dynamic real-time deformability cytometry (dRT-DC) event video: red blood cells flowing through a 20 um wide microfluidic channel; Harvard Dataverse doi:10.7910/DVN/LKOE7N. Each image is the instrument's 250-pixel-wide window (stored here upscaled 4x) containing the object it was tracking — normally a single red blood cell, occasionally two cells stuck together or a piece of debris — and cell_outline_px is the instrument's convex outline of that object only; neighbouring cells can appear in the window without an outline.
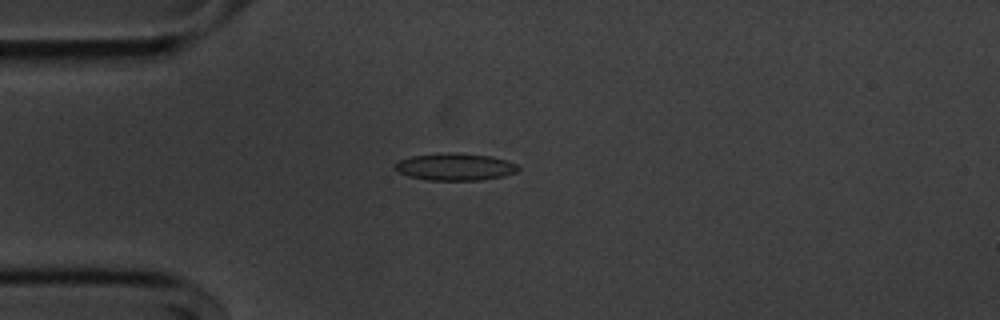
{"species": "common noctule bat (a hibernating species)", "species_latin": "Nyctalus noctula", "temperature_condition": "cold", "stored_images_in_passage": 54, "camera_frame_rate_fps": 3000, "um_per_image_px": 0.085, "animal": {"sex": "male", "body_mass_g": 20.1, "forearm_length_mm": 53.5}, "frame": {"image": 1, "passage_image": 14, "time_ms": 4.333, "image_size_px": [1000, 320], "cell_outline_px": [[520, 168], [516, 172], [504, 176], [480, 180], [428, 180], [408, 176], [400, 172], [392, 164], [400, 160], [412, 156], [448, 152], [456, 152], [488, 156], [508, 160], [516, 164]], "centroid_in_image_um": [38.69, 14.18], "position_along_channel_um": 46.3, "area_um2": 19.48}}
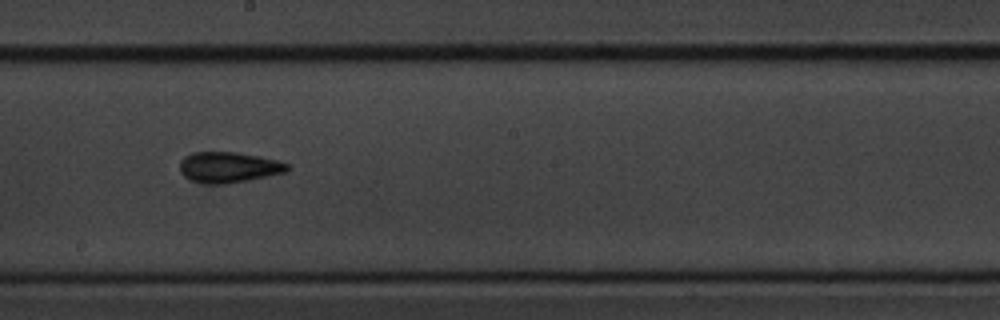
{"frame": {"image": 2, "passage_image": 30, "time_ms": 9.667, "image_size_px": [1000, 320], "cell_outline_px": [[288, 172], [228, 184], [204, 184], [192, 180], [184, 176], [180, 172], [180, 160], [184, 156], [192, 152], [236, 152], [260, 156], [276, 160], [288, 164]], "centroid_in_image_um": [19.41, 14.22], "position_along_channel_um": 228.8, "area_um2": 19.36}}
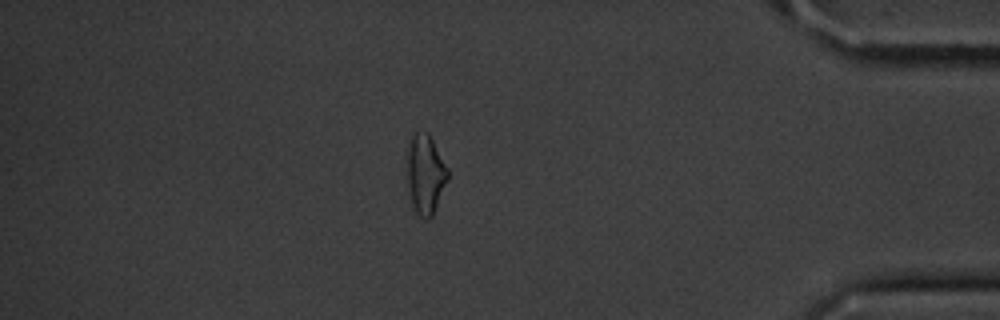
{"frame": {"image": 3, "passage_image": 47, "time_ms": 15.333, "image_size_px": [1000, 320], "cell_outline_px": [[448, 180], [432, 216], [428, 220], [424, 220], [416, 212], [412, 204], [404, 172], [404, 160], [412, 132], [428, 132], [448, 168]], "centroid_in_image_um": [36.1, 14.78], "position_along_channel_um": 399.1, "area_um2": 19.54}, "authors_computed_cell_mechanics": {"area_um2": 18.4382, "velocity_mm_per_s": 3.6639, "shape_relaxation_time_tau1_ms": 3.4026, "shape_relaxation_time_tau2_ms": 2.8282, "deformation_change_tau1": 0.1098, "deformation_change_tau2": 0.1055}}